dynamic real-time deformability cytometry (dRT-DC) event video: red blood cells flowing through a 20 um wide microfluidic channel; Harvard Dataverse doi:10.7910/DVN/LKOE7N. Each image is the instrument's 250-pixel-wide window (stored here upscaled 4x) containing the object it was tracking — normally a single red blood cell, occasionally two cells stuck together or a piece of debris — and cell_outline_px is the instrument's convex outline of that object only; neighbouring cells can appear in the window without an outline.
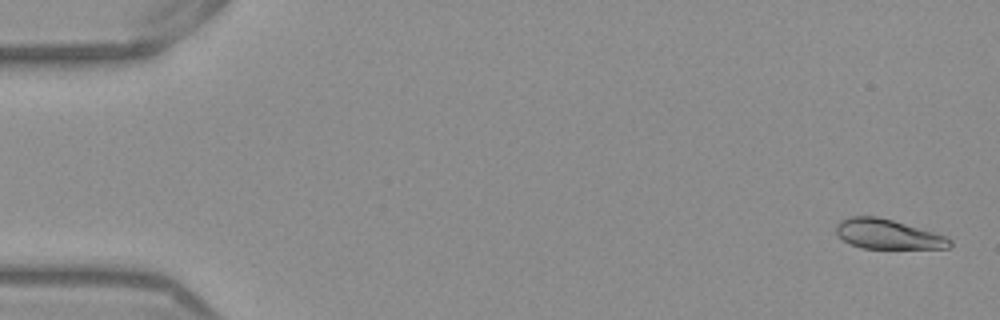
{"species": "Egyptian fruit bat (a non-hibernating species)", "species_latin": "Rousettus aegyptiacus", "temperature_condition": "warm", "stored_images_in_passage": 53, "camera_frame_rate_fps": 3000, "um_per_image_px": 0.085, "frame": {"image": 1, "passage_image": 2, "time_ms": 0.333, "image_size_px": [1000, 320], "cell_outline_px": [[952, 244], [948, 248], [860, 248], [844, 240], [836, 232], [836, 224], [840, 220], [852, 216], [876, 216], [892, 220], [948, 236], [952, 240]], "centroid_in_image_um": [75.48, 19.9], "position_along_channel_um": 9.5, "area_um2": 19.54}}
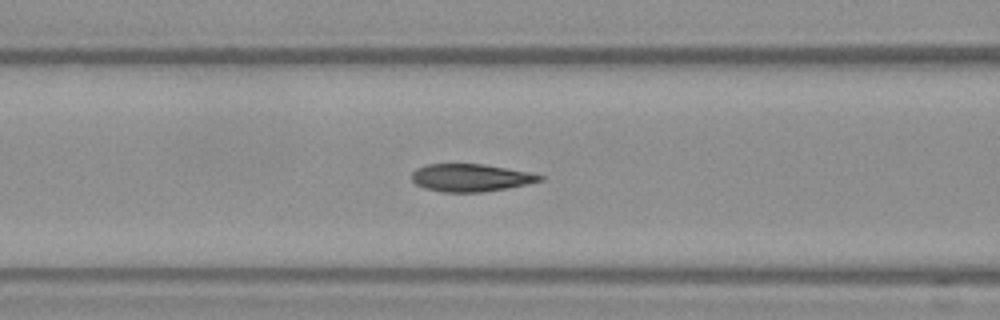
{"frame": {"image": 2, "passage_image": 22, "time_ms": 7.0, "image_size_px": [1000, 320], "cell_outline_px": [[544, 180], [528, 184], [508, 188], [480, 192], [440, 192], [424, 188], [416, 184], [412, 180], [412, 172], [416, 168], [428, 164], [484, 164], [532, 172], [544, 176]], "centroid_in_image_um": [40.04, 15.1], "position_along_channel_um": 126.6, "area_um2": 20.81}}
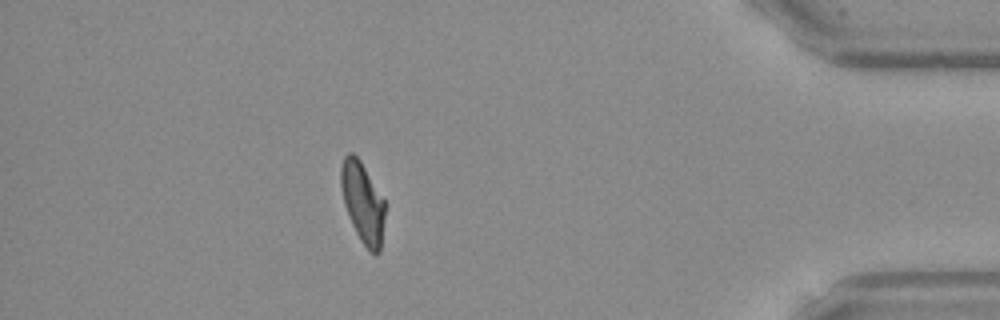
{"frame": {"image": 3, "passage_image": 47, "time_ms": 15.333, "image_size_px": [1000, 320], "cell_outline_px": [[384, 216], [380, 252], [376, 256], [360, 240], [352, 224], [344, 204], [340, 188], [340, 168], [344, 156], [348, 152], [352, 152], [360, 160], [384, 200]], "centroid_in_image_um": [30.8, 17.19], "position_along_channel_um": 404.4, "area_um2": 20.46}, "authors_computed_cell_mechanics": {"area_um2": 20.9814, "velocity_mm_per_s": 3.8756, "shape_relaxation_time_tau1_ms": 5.2854, "shape_relaxation_time_tau2_ms": 0.9189, "deformation_change_tau1": 0.1939, "deformation_change_tau2": 0.0657}}